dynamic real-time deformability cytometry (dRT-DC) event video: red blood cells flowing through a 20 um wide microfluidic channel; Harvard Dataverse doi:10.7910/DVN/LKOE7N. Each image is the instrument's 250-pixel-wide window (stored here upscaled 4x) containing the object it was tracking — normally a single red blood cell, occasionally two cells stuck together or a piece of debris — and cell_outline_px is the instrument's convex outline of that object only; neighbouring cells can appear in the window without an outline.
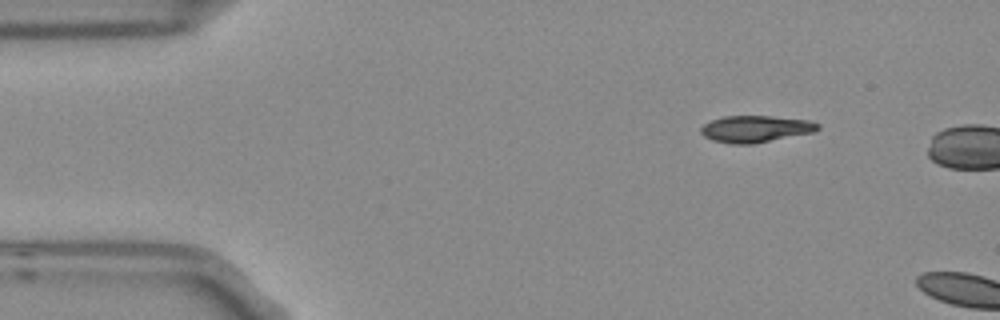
{"species": "Egyptian fruit bat (a non-hibernating species)", "species_latin": "Rousettus aegyptiacus", "temperature_condition": "room temperature", "stored_images_in_passage": 5, "segment_of_instrument_passage": [2, 2], "camera_frame_rate_fps": 3000, "um_per_image_px": 0.085, "frame": {"image": 1, "passage_image": 5, "time_ms": 1.333, "image_size_px": [1000, 320], "cell_outline_px": [[820, 128], [812, 132], [752, 144], [732, 144], [712, 140], [704, 136], [700, 132], [700, 128], [704, 124], [712, 120], [724, 116], [772, 116], [808, 120], [820, 124]], "centroid_in_image_um": [64.19, 10.95], "position_along_channel_um": 20.8, "area_um2": 18.09}}